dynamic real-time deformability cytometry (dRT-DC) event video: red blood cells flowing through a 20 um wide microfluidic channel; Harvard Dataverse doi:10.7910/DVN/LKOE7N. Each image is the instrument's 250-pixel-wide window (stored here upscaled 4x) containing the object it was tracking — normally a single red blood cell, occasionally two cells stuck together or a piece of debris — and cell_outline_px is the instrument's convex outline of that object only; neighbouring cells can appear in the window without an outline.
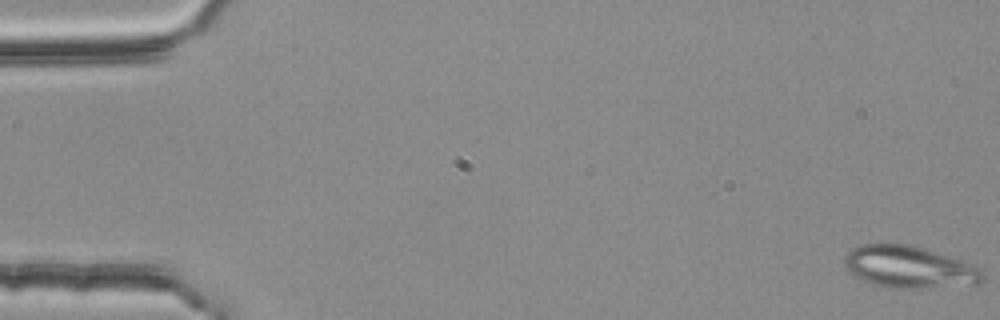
{"species": "common noctule bat (a hibernating species)", "species_latin": "Nyctalus noctula", "temperature_condition": "room temperature", "stored_images_in_passage": 12, "camera_frame_rate_fps": 3000, "um_per_image_px": 0.085, "animal": {"sex": "female", "body_mass_g": 25.1}, "frame": {"image": 1, "passage_image": 1, "time_ms": 0.0, "image_size_px": [1000, 320], "cell_outline_px": [[984, 280], [980, 284], [928, 288], [888, 288], [872, 284], [860, 280], [852, 276], [844, 268], [844, 256], [852, 248], [864, 244], [912, 244], [964, 260], [976, 264], [984, 272]], "centroid_in_image_um": [77.31, 22.71], "position_along_channel_um": 7.7, "area_um2": 34.74}}